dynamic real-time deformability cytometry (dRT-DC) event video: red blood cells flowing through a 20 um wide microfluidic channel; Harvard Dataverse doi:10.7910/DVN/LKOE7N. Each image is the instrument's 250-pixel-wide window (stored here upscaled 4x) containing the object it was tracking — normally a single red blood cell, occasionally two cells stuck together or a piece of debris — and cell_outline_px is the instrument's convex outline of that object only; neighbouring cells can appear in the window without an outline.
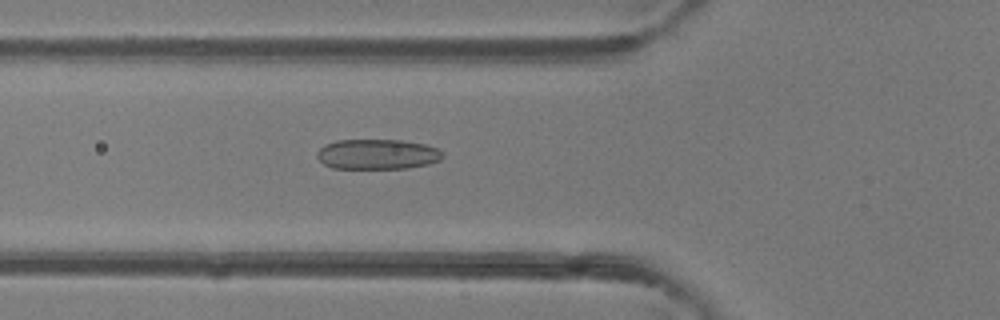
{"species": "common noctule bat (a hibernating species)", "species_latin": "Nyctalus noctula", "temperature_condition": "room temperature", "stored_images_in_passage": 44, "camera_frame_rate_fps": 3000, "um_per_image_px": 0.085, "animal": {"sex": "female"}, "frame": {"image": 1, "passage_image": 14, "time_ms": 4.333, "image_size_px": [1000, 320], "cell_outline_px": [[444, 156], [440, 160], [428, 164], [408, 168], [332, 168], [324, 164], [316, 156], [316, 152], [324, 144], [336, 140], [400, 140], [424, 144], [436, 148], [444, 152]], "centroid_in_image_um": [32.07, 13.11], "position_along_channel_um": 93.7, "area_um2": 22.14}}
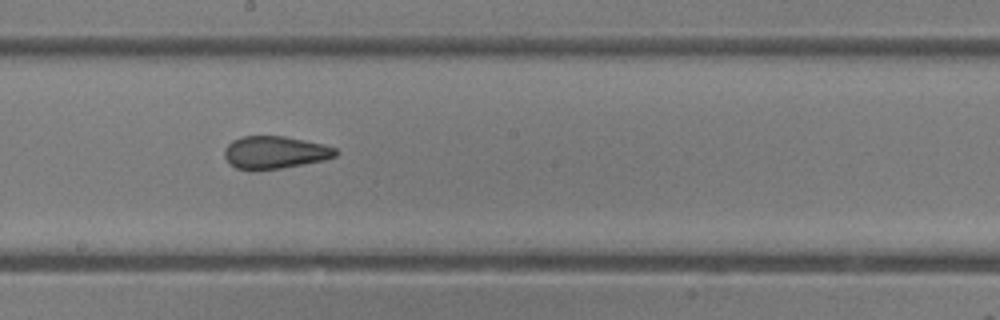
{"frame": {"image": 2, "passage_image": 23, "time_ms": 7.333, "image_size_px": [1000, 320], "cell_outline_px": [[340, 152], [336, 156], [324, 160], [280, 168], [236, 168], [228, 164], [224, 156], [224, 148], [232, 140], [244, 136], [284, 136], [324, 144], [336, 148]], "centroid_in_image_um": [23.38, 12.93], "position_along_channel_um": 224.8, "area_um2": 20.87}}
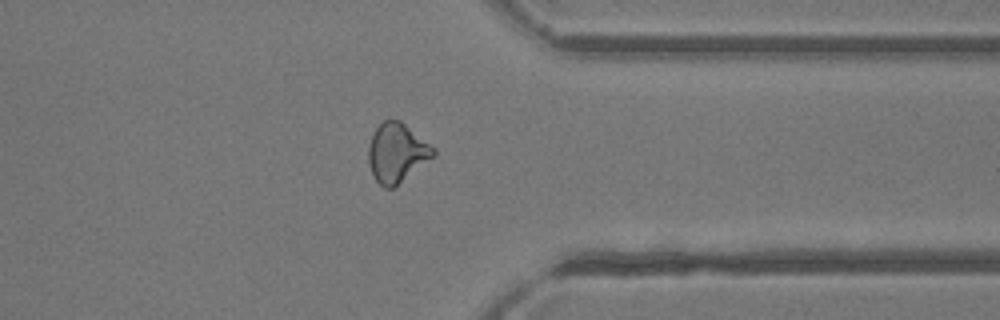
{"frame": {"image": 3, "passage_image": 34, "time_ms": 11.0, "image_size_px": [1000, 320], "cell_outline_px": [[436, 156], [392, 188], [384, 188], [372, 176], [368, 160], [368, 144], [376, 128], [384, 120], [400, 120], [436, 148]], "centroid_in_image_um": [33.74, 12.99], "position_along_channel_um": 377.7, "area_um2": 22.43}, "authors_computed_cell_mechanics": {"area_um2": 21.9351, "velocity_mm_per_s": 4.3372, "shape_relaxation_time_tau1_ms": 10.7155, "shape_relaxation_time_tau2_ms": 1.5024, "deformation_change_tau1": 0.2254, "deformation_change_tau2": 0.0966}}